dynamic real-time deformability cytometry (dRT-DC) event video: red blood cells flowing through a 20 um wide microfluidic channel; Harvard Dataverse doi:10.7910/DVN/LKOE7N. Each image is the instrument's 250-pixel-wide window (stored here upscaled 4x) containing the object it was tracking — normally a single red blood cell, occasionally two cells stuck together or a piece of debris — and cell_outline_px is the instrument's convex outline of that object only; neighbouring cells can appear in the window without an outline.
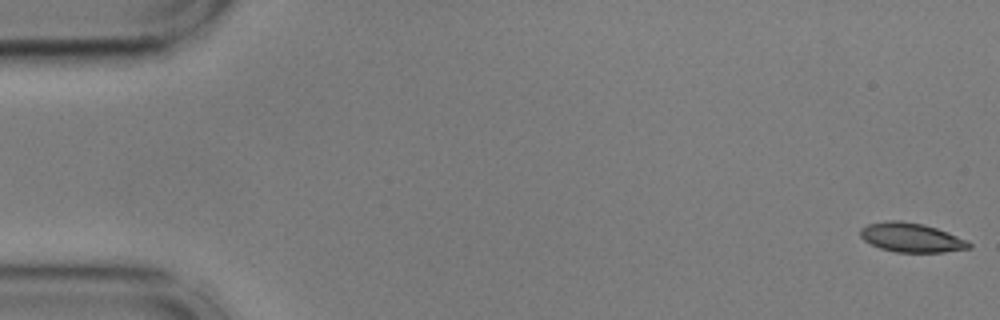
{"species": "common noctule bat (a hibernating species)", "species_latin": "Nyctalus noctula", "temperature_condition": "cold", "stored_images_in_passage": 14, "camera_frame_rate_fps": 3000, "um_per_image_px": 0.085, "animal": {"sex": "male", "body_mass_g": 17.9, "forearm_length_mm": 54.2}, "frame": {"image": 1, "passage_image": 1, "time_ms": 0.0, "image_size_px": [1000, 320], "cell_outline_px": [[972, 248], [944, 252], [896, 252], [880, 248], [864, 240], [860, 236], [860, 228], [868, 224], [888, 220], [900, 220], [924, 224], [948, 232], [968, 240], [972, 244]], "centroid_in_image_um": [77.49, 20.19], "position_along_channel_um": 7.5, "area_um2": 18.61}}